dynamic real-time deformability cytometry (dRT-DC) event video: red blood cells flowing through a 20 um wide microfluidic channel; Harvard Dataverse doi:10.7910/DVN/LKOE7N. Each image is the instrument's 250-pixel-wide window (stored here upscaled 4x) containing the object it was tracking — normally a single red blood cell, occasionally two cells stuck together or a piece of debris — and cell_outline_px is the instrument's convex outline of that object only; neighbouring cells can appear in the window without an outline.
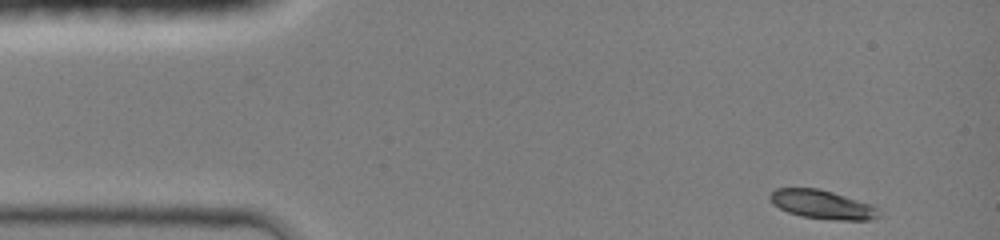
{"species": "common noctule bat (a hibernating species)", "species_latin": "Nyctalus noctula", "temperature_condition": "room temperature", "stored_images_in_passage": 12, "camera_frame_rate_fps": 3000, "um_per_image_px": 0.085, "animal": {"sex": "female", "body_mass_g": 19.0, "forearm_length_mm": 51.5}, "frame": {"image": 1, "passage_image": 1, "time_ms": 0.0, "image_size_px": [1000, 240], "cell_outline_px": [[880, 216], [868, 220], [840, 220], [800, 216], [788, 212], [772, 204], [768, 196], [776, 188], [820, 188], [876, 204], [880, 208]], "centroid_in_image_um": [69.96, 17.37], "position_along_channel_um": 15.0, "area_um2": 18.67}}
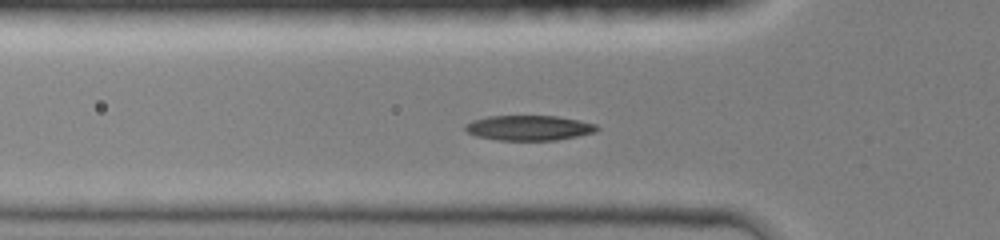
{"frame": {"image": 2, "passage_image": 9, "time_ms": 3.667, "image_size_px": [1000, 240], "cell_outline_px": [[600, 128], [596, 132], [556, 140], [500, 140], [476, 136], [468, 132], [464, 128], [464, 124], [472, 120], [488, 116], [556, 116], [580, 120], [596, 124]], "centroid_in_image_um": [44.96, 10.86], "position_along_channel_um": 80.8, "area_um2": 19.25}}
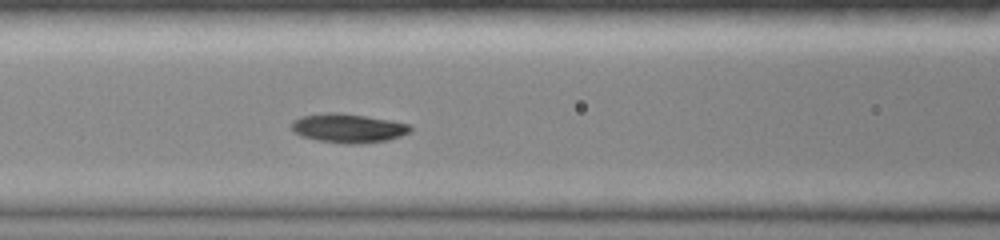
{"frame": {"image": 3, "passage_image": 12, "time_ms": 5.0, "image_size_px": [1000, 240], "cell_outline_px": [[412, 128], [408, 132], [400, 136], [388, 140], [356, 144], [348, 144], [316, 140], [300, 136], [292, 132], [292, 120], [300, 116], [324, 112], [340, 112], [392, 120], [412, 124]], "centroid_in_image_um": [29.57, 10.88], "position_along_channel_um": 137.0, "area_um2": 20.4}}